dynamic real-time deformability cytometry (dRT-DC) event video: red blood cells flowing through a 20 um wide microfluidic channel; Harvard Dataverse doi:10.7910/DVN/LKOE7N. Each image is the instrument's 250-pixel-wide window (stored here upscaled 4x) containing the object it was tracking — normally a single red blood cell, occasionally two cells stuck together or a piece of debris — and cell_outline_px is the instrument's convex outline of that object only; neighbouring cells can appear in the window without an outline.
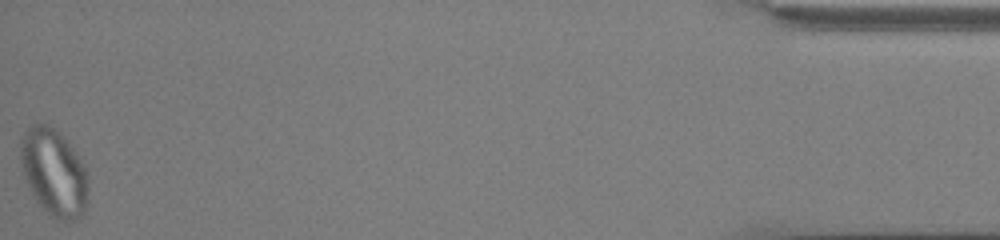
{"species": "common noctule bat (a hibernating species)", "species_latin": "Nyctalus noctula", "temperature_condition": "cold", "stored_images_in_passage": 37, "camera_frame_rate_fps": 3000, "um_per_image_px": 0.085, "animal": {"sex": "male", "body_mass_g": 13.0, "forearm_length_mm": 53.1}, "frame": {"image": 1, "passage_image": 37, "time_ms": 12.0, "image_size_px": [1000, 240], "cell_outline_px": [[88, 188], [84, 212], [80, 216], [72, 220], [56, 220], [48, 216], [36, 200], [24, 176], [20, 160], [20, 140], [24, 132], [32, 124], [48, 124], [60, 132], [76, 152], [84, 164], [88, 176]], "centroid_in_image_um": [4.58, 14.65], "position_along_channel_um": 430.6, "area_um2": 34.56}, "authors_computed_cell_mechanics": {"area_um2": 24.0448, "velocity_mm_per_s": 3.8922, "shape_relaxation_time_tau1_ms": null, "shape_relaxation_time_tau2_ms": 1.4806, "deformation_change_tau1": null, "deformation_change_tau2": 0.0574}}